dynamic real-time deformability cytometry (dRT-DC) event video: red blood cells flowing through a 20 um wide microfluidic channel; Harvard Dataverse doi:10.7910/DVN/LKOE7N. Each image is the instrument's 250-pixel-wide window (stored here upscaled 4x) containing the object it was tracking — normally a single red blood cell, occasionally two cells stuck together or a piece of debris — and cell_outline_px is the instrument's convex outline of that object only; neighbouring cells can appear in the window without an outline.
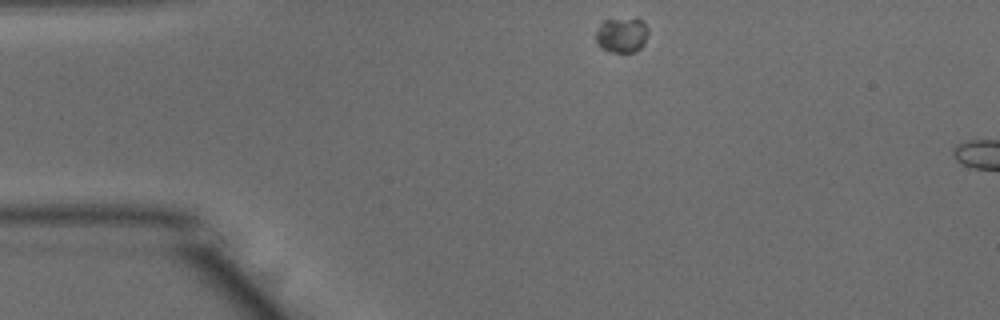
{"species": "common noctule bat (a hibernating species)", "species_latin": "Nyctalus noctula", "temperature_condition": "warm", "stored_images_in_passage": 5, "camera_frame_rate_fps": 3000, "um_per_image_px": 0.085, "animal": {"sex": "male", "body_mass_g": 15.6}, "frame": {"image": 1, "passage_image": 1, "time_ms": 0.0, "image_size_px": [1000, 320], "cell_outline_px": [[648, 32], [644, 44], [636, 52], [608, 52], [596, 44], [596, 32], [600, 24], [604, 20], [636, 16], [648, 28]], "centroid_in_image_um": [52.85, 2.96], "position_along_channel_um": 32.2, "area_um2": 11.04}}